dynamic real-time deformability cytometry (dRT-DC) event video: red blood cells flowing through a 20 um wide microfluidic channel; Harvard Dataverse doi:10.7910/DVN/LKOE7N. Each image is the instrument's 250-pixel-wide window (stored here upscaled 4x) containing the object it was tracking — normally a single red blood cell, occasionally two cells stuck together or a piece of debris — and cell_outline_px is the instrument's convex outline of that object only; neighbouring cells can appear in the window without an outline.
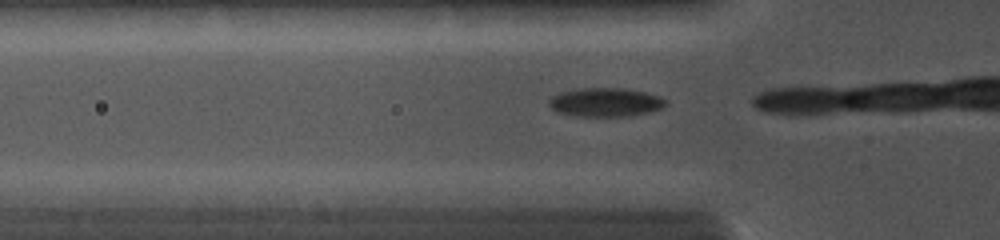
{"species": "common noctule bat (a hibernating species)", "species_latin": "Nyctalus noctula", "temperature_condition": "cold", "stored_images_in_passage": 3, "camera_frame_rate_fps": 5000, "um_per_image_px": 0.085, "animal": {"sex": "female", "body_mass_g": 19.0, "forearm_length_mm": 56.7}, "frame": {"image": 1, "passage_image": 2, "time_ms": 0.2, "image_size_px": [1000, 240], "cell_outline_px": [[668, 104], [660, 108], [648, 112], [628, 116], [576, 116], [556, 112], [548, 104], [548, 100], [552, 96], [560, 92], [580, 88], [624, 88], [644, 92], [660, 96], [668, 100]], "centroid_in_image_um": [51.45, 8.69], "position_along_channel_um": 74.3, "area_um2": 19.65}}